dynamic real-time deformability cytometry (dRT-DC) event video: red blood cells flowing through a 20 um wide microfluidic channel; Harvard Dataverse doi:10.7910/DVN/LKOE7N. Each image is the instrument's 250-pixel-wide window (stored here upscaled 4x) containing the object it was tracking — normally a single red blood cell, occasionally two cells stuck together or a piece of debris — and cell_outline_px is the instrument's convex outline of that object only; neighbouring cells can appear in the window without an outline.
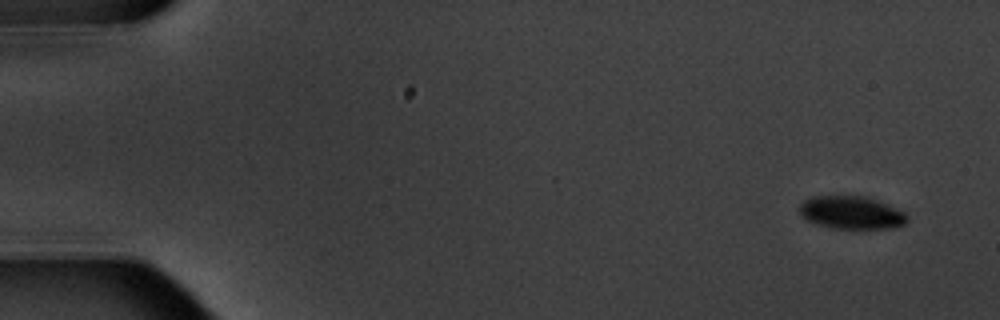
{"species": "common noctule bat (a hibernating species)", "species_latin": "Nyctalus noctula", "temperature_condition": "warm", "stored_images_in_passage": 5, "camera_frame_rate_fps": 3000, "um_per_image_px": 0.085, "animal": {"sex": "male", "body_mass_g": 20.1, "forearm_length_mm": 53.5}, "frame": {"image": 1, "passage_image": 1, "time_ms": 0.0, "image_size_px": [1000, 320], "cell_outline_px": [[908, 220], [904, 224], [896, 228], [832, 228], [808, 220], [800, 212], [800, 204], [804, 200], [812, 196], [868, 196], [888, 204], [904, 212], [908, 216]], "centroid_in_image_um": [72.42, 18.06], "position_along_channel_um": 12.6, "area_um2": 20.52}}